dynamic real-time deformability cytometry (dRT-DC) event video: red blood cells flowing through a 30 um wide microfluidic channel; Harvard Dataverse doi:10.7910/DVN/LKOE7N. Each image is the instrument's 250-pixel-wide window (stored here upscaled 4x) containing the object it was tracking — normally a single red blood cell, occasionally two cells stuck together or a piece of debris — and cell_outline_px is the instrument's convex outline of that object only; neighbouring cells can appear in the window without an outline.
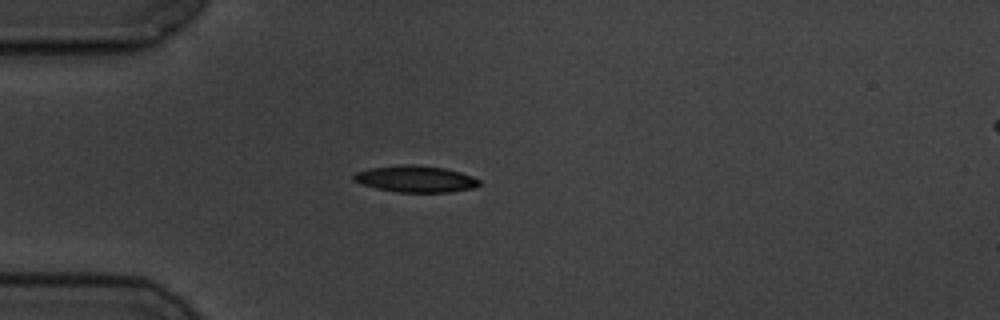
{"species": "common noctule bat (a hibernating species)", "species_latin": "Nyctalus noctula", "temperature_condition": "cold", "stored_images_in_passage": 25, "camera_frame_rate_fps": 3000, "um_per_image_px": 0.085, "animal": {"sex": "male", "body_mass_g": 19.5, "forearm_length_mm": 54.6}, "frame": {"image": 1, "passage_image": 1, "time_ms": 0.0, "image_size_px": [1000, 320], "cell_outline_px": [[480, 184], [476, 188], [452, 192], [396, 192], [376, 188], [360, 184], [352, 180], [352, 176], [356, 172], [372, 168], [404, 164], [416, 164], [444, 168], [460, 172], [472, 176], [480, 180]], "centroid_in_image_um": [35.33, 15.21], "position_along_channel_um": 49.7, "area_um2": 19.59}}
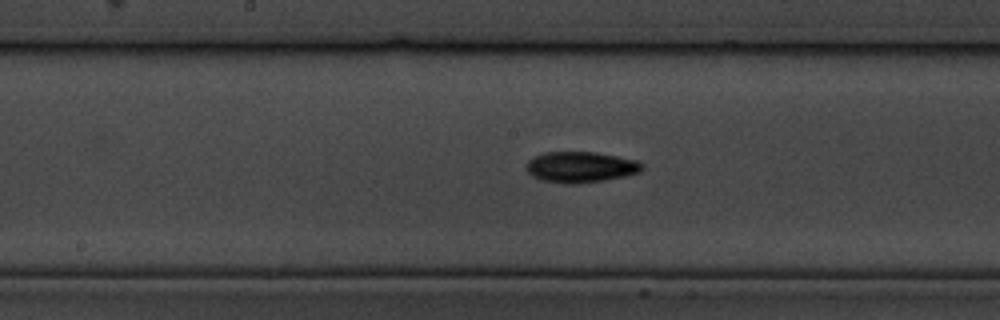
{"frame": {"image": 2, "passage_image": 15, "time_ms": 4.667, "image_size_px": [1000, 320], "cell_outline_px": [[644, 168], [640, 172], [624, 176], [604, 180], [572, 184], [564, 184], [540, 180], [532, 176], [528, 172], [528, 160], [544, 152], [596, 152], [636, 160], [644, 164]], "centroid_in_image_um": [49.37, 14.2], "position_along_channel_um": 198.8, "area_um2": 20.75}}
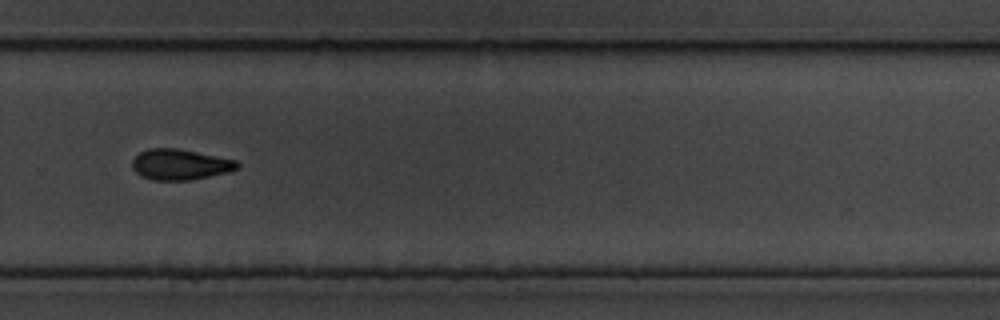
{"frame": {"image": 3, "passage_image": 25, "time_ms": 8.0, "image_size_px": [1000, 320], "cell_outline_px": [[240, 168], [228, 172], [192, 180], [152, 180], [140, 176], [132, 168], [132, 160], [140, 152], [148, 148], [176, 148], [236, 160], [240, 164]], "centroid_in_image_um": [15.3, 13.99], "position_along_channel_um": 314.5, "area_um2": 18.84}}